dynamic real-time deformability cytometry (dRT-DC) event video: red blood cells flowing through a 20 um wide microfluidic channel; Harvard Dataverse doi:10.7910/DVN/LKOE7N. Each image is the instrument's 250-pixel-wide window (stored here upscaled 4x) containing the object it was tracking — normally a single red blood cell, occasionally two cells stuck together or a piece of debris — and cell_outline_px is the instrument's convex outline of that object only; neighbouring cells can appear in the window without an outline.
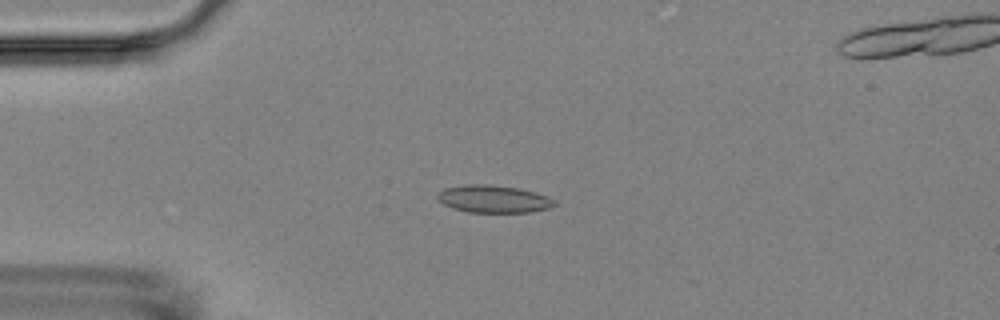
{"species": "Egyptian fruit bat (a non-hibernating species)", "species_latin": "Rousettus aegyptiacus", "temperature_condition": "room temperature", "stored_images_in_passage": 7, "camera_frame_rate_fps": 3000, "um_per_image_px": 0.085, "animal": {"sex": "female"}, "frame": {"image": 1, "passage_image": 5, "time_ms": 4.667, "image_size_px": [1000, 320], "cell_outline_px": [[556, 204], [548, 208], [532, 212], [468, 212], [452, 208], [436, 200], [436, 192], [444, 188], [468, 184], [488, 184], [520, 188], [536, 192], [548, 196], [556, 200]], "centroid_in_image_um": [41.93, 16.9], "position_along_channel_um": 43.1, "area_um2": 19.02}}